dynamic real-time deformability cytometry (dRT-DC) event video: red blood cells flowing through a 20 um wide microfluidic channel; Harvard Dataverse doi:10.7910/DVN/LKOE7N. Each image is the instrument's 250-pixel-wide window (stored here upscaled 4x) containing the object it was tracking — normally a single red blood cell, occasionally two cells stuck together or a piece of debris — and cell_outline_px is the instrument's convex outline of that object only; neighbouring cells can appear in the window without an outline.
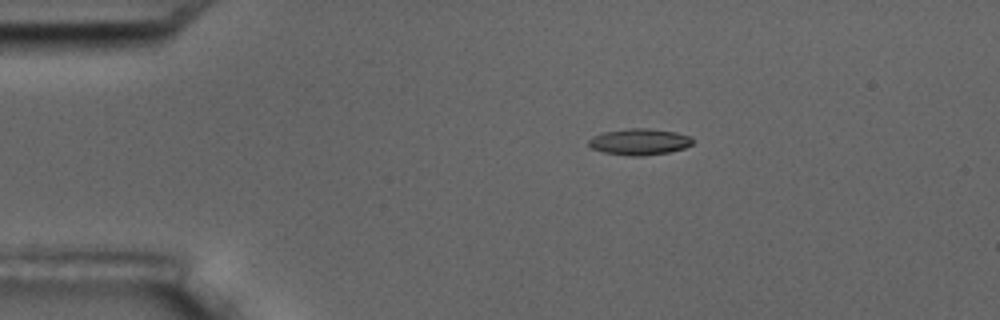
{"species": "common noctule bat (a hibernating species)", "species_latin": "Nyctalus noctula", "temperature_condition": "room temperature", "stored_images_in_passage": 2, "camera_frame_rate_fps": 3000, "um_per_image_px": 0.085, "animal": {"sex": "male", "body_mass_g": 17.5, "forearm_length_mm": 52.3}, "frame": {"image": 1, "passage_image": 1, "time_ms": 0.0, "image_size_px": [1000, 320], "cell_outline_px": [[696, 140], [692, 144], [684, 148], [668, 152], [644, 156], [628, 156], [604, 152], [592, 148], [588, 144], [588, 140], [592, 136], [604, 132], [628, 128], [648, 128], [676, 132], [692, 136]], "centroid_in_image_um": [54.38, 12.05], "position_along_channel_um": 30.6, "area_um2": 16.13}}